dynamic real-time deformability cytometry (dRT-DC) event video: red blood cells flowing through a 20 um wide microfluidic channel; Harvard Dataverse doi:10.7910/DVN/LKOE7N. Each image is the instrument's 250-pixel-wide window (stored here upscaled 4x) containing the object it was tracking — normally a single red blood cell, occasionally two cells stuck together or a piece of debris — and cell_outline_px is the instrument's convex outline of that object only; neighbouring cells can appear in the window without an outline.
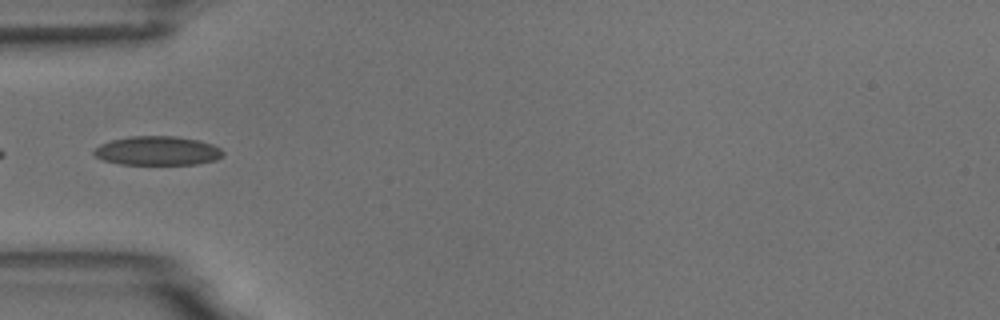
{"species": "common noctule bat (a hibernating species)", "species_latin": "Nyctalus noctula", "temperature_condition": "room temperature", "stored_images_in_passage": 10, "camera_frame_rate_fps": 3000, "um_per_image_px": 0.085, "animal": {"sex": "male", "body_mass_g": 18.8}, "frame": {"image": 1, "passage_image": 5, "time_ms": 5.333, "image_size_px": [1000, 320], "cell_outline_px": [[224, 156], [216, 160], [196, 164], [120, 164], [104, 160], [96, 156], [92, 152], [100, 144], [112, 140], [128, 136], [176, 136], [200, 140], [212, 144], [220, 148], [224, 152]], "centroid_in_image_um": [13.42, 12.81], "position_along_channel_um": 71.6, "area_um2": 21.91}}
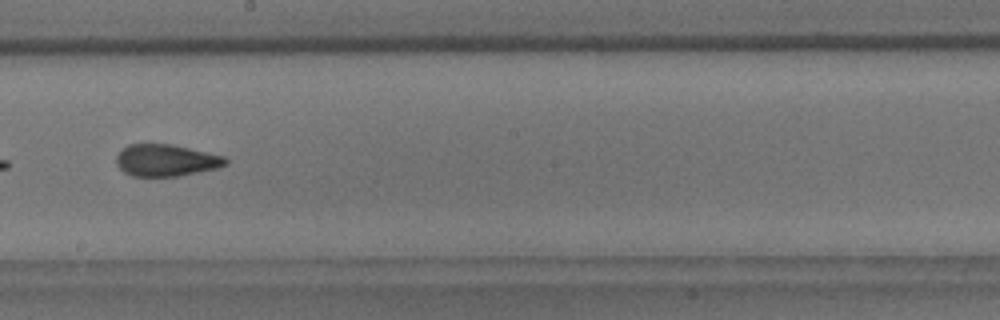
{"frame": {"image": 2, "passage_image": 9, "time_ms": 9.667, "image_size_px": [1000, 320], "cell_outline_px": [[228, 164], [216, 168], [180, 176], [132, 176], [124, 172], [116, 164], [116, 156], [128, 144], [172, 144], [224, 156], [228, 160]], "centroid_in_image_um": [14.11, 13.63], "position_along_channel_um": 234.1, "area_um2": 20.23}}
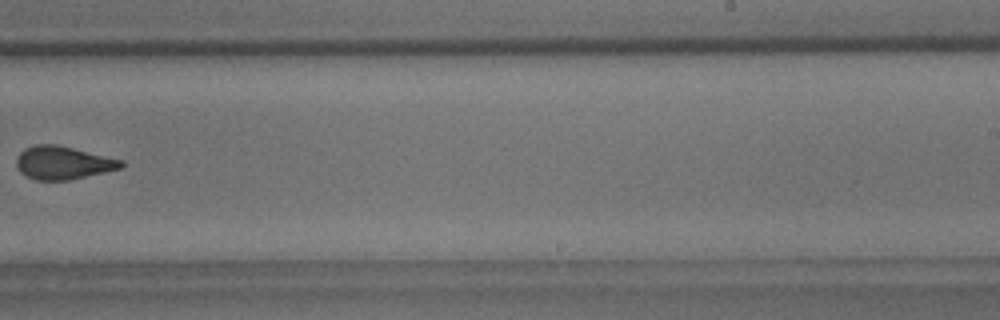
{"frame": {"image": 3, "passage_image": 10, "time_ms": 11.0, "image_size_px": [1000, 320], "cell_outline_px": [[124, 168], [68, 180], [36, 180], [24, 176], [16, 168], [16, 156], [24, 148], [36, 144], [56, 144], [124, 160]], "centroid_in_image_um": [5.34, 13.84], "position_along_channel_um": 283.7, "area_um2": 20.46}}